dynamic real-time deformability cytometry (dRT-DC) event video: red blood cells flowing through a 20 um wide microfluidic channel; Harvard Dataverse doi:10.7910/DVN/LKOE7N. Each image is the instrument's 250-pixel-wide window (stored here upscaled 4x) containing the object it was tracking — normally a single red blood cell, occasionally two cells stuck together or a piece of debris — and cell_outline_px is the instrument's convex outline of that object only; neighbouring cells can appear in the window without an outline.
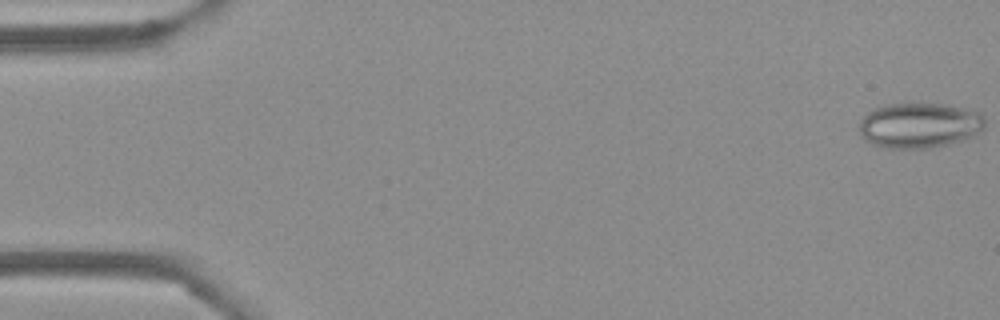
{"species": "Egyptian fruit bat (a non-hibernating species)", "species_latin": "Rousettus aegyptiacus", "temperature_condition": "cold", "stored_images_in_passage": 54, "camera_frame_rate_fps": 3000, "um_per_image_px": 0.085, "frame": {"image": 1, "passage_image": 1, "time_ms": 0.0, "image_size_px": [1000, 320], "cell_outline_px": [[984, 128], [980, 132], [972, 136], [948, 144], [932, 148], [888, 148], [872, 144], [860, 132], [860, 120], [872, 108], [884, 104], [908, 100], [948, 104], [980, 112], [984, 116]], "centroid_in_image_um": [78.15, 10.59], "position_along_channel_um": 6.8, "area_um2": 34.04}}
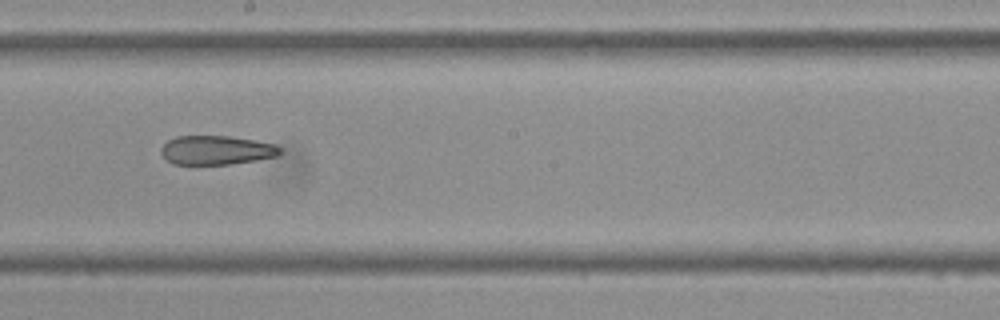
{"frame": {"image": 2, "passage_image": 30, "time_ms": 9.667, "image_size_px": [1000, 320], "cell_outline_px": [[280, 152], [276, 156], [256, 160], [232, 164], [172, 164], [160, 152], [160, 148], [168, 140], [176, 136], [228, 136], [256, 140], [276, 144], [280, 148]], "centroid_in_image_um": [18.38, 12.76], "position_along_channel_um": 229.8, "area_um2": 20.11}}
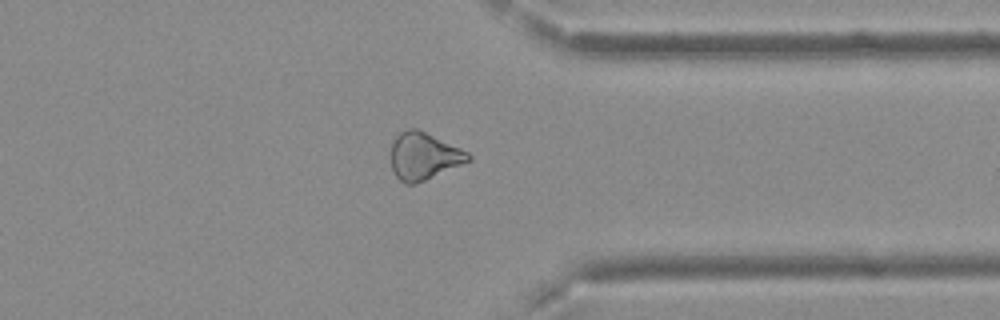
{"frame": {"image": 3, "passage_image": 42, "time_ms": 13.667, "image_size_px": [1000, 320], "cell_outline_px": [[472, 160], [416, 184], [404, 184], [396, 176], [392, 168], [392, 140], [400, 132], [408, 128], [416, 128], [460, 148], [468, 152], [472, 156]], "centroid_in_image_um": [36.02, 13.28], "position_along_channel_um": 375.4, "area_um2": 21.15}}